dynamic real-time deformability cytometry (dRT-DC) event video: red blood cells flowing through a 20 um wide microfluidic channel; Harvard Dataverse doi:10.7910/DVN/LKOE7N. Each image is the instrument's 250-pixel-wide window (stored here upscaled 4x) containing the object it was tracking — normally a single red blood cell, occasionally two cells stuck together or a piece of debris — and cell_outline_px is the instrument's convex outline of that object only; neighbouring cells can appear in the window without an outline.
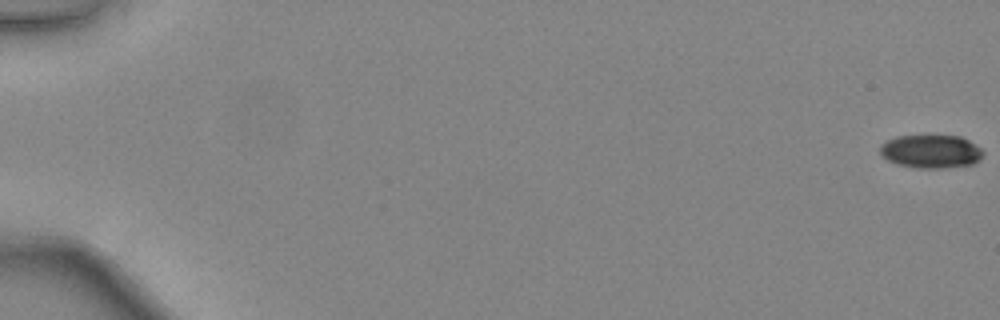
{"species": "common noctule bat (a hibernating species)", "species_latin": "Nyctalus noctula", "temperature_condition": "warm", "stored_images_in_passage": 49, "camera_frame_rate_fps": 3000, "um_per_image_px": 0.085, "animal": {"sex": "female", "body_mass_g": 24.6, "forearm_length_mm": 56.2}, "frame": {"image": 1, "passage_image": 1, "time_ms": 0.0, "image_size_px": [1000, 320], "cell_outline_px": [[984, 152], [980, 160], [972, 164], [948, 168], [916, 168], [896, 164], [880, 156], [880, 144], [896, 136], [960, 136], [968, 140], [980, 148]], "centroid_in_image_um": [79.11, 12.88], "position_along_channel_um": 5.9, "area_um2": 20.11}}
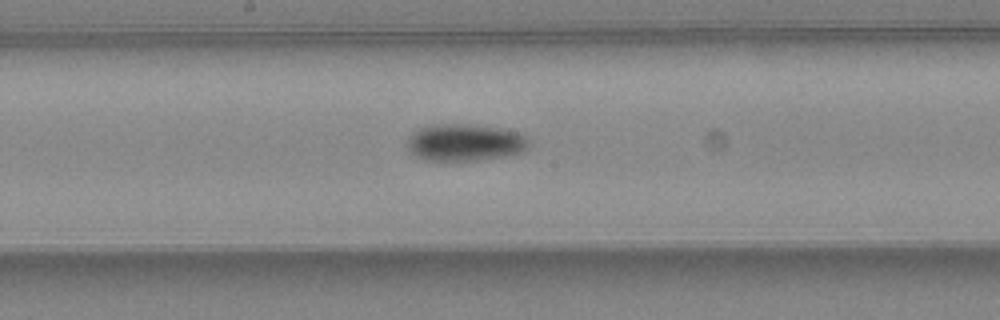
{"frame": {"image": 2, "passage_image": 28, "time_ms": 9.0, "image_size_px": [1000, 320], "cell_outline_px": [[532, 144], [524, 152], [516, 156], [472, 160], [424, 160], [416, 156], [404, 144], [408, 136], [412, 132], [420, 128], [432, 124], [472, 124], [504, 128], [520, 132], [528, 136]], "centroid_in_image_um": [39.6, 12.1], "position_along_channel_um": 208.6, "area_um2": 27.17}}
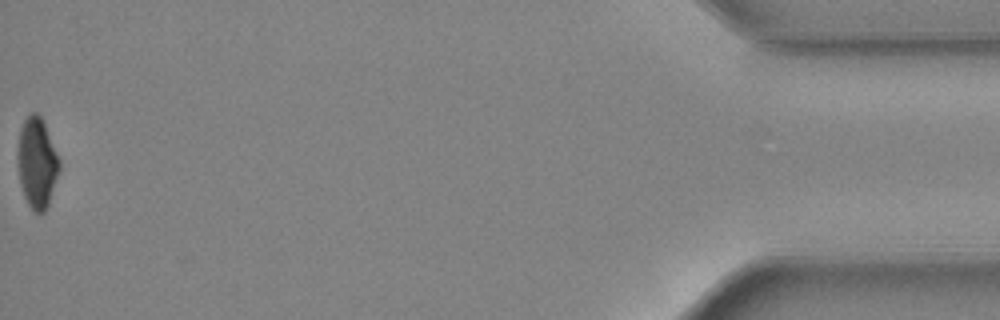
{"frame": {"image": 3, "passage_image": 49, "time_ms": 16.0, "image_size_px": [1000, 320], "cell_outline_px": [[60, 168], [48, 204], [44, 212], [32, 212], [24, 196], [20, 184], [16, 156], [20, 128], [24, 120], [32, 112], [36, 112], [44, 120], [60, 160]], "centroid_in_image_um": [3.13, 13.81], "position_along_channel_um": 432.1, "area_um2": 22.2}, "authors_computed_cell_mechanics": {"area_um2": 23.409, "velocity_mm_per_s": 4.4719, "shape_relaxation_time_tau1_ms": 4.6924, "shape_relaxation_time_tau2_ms": null, "deformation_change_tau1": 0.1151, "deformation_change_tau2": null}}